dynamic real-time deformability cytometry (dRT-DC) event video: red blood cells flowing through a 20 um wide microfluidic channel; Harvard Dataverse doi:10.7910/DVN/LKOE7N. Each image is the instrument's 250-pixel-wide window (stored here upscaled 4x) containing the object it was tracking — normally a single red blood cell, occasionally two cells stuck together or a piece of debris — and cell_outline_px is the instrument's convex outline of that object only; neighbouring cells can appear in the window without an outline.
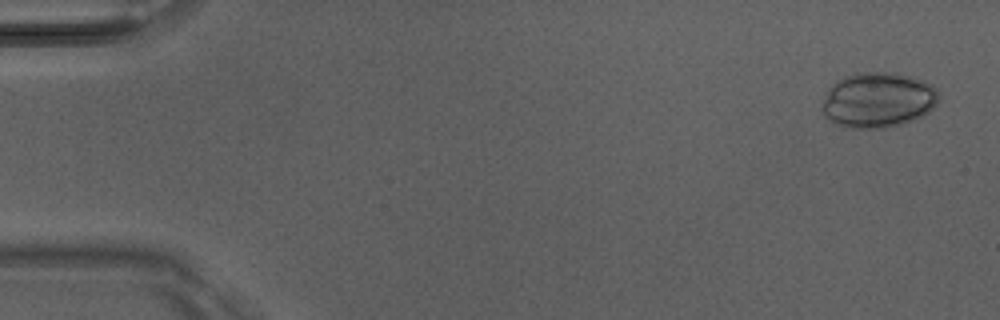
{"species": "Egyptian fruit bat (a non-hibernating species)", "species_latin": "Rousettus aegyptiacus", "temperature_condition": "room temperature", "stored_images_in_passage": 5, "camera_frame_rate_fps": 3000, "um_per_image_px": 0.085, "animal": {"sex": "male"}, "frame": {"image": 1, "passage_image": 1, "time_ms": 0.0, "image_size_px": [1000, 320], "cell_outline_px": [[940, 96], [936, 104], [924, 116], [904, 124], [888, 128], [852, 128], [836, 124], [828, 120], [824, 116], [820, 108], [828, 88], [836, 80], [844, 76], [860, 72], [896, 72], [932, 84], [936, 88]], "centroid_in_image_um": [74.62, 8.51], "position_along_channel_um": 10.4, "area_um2": 38.15}}